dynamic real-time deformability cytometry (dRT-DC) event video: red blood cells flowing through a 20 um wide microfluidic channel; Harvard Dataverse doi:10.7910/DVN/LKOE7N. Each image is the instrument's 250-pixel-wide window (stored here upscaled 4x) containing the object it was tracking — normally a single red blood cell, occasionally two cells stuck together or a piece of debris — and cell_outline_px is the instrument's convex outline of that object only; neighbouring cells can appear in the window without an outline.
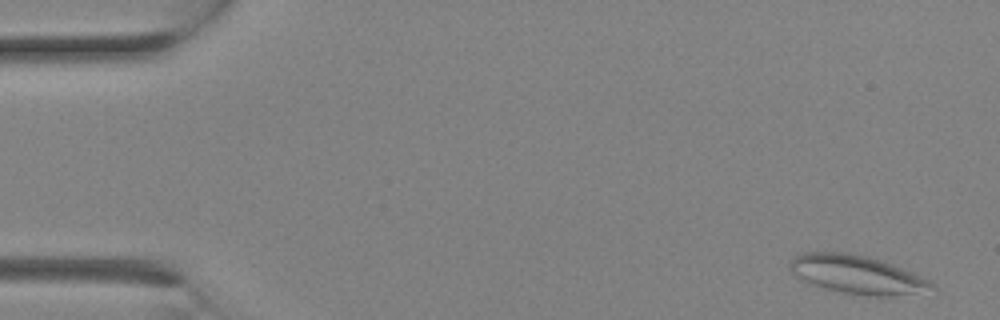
{"species": "Egyptian fruit bat (a non-hibernating species)", "species_latin": "Rousettus aegyptiacus", "temperature_condition": "room temperature", "stored_images_in_passage": 9, "camera_frame_rate_fps": 3000, "um_per_image_px": 0.085, "animal": {"sex": "female"}, "frame": {"image": 1, "passage_image": 1, "time_ms": 0.0, "image_size_px": [1000, 320], "cell_outline_px": [[936, 288], [892, 296], [876, 296], [844, 292], [824, 288], [812, 284], [804, 280], [792, 272], [788, 264], [796, 256], [804, 252], [848, 252], [868, 256], [892, 264], [912, 272], [928, 280]], "centroid_in_image_um": [72.81, 23.31], "position_along_channel_um": 12.2, "area_um2": 31.04}}